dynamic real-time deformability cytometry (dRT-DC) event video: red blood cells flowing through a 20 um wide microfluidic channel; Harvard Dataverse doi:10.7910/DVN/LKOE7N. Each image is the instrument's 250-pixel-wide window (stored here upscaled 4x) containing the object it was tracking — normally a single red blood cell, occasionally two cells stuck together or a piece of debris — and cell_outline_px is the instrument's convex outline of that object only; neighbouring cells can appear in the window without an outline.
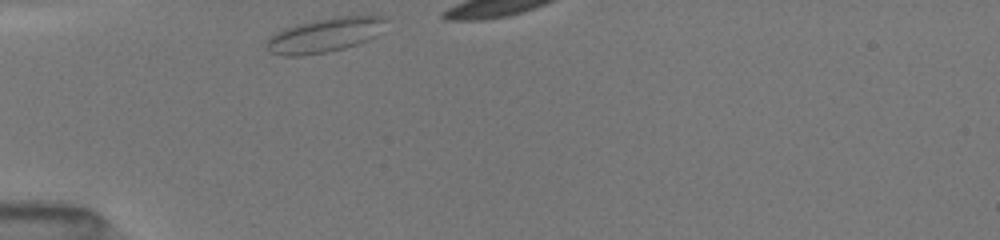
{"species": "common noctule bat (a hibernating species)", "species_latin": "Nyctalus noctula", "temperature_condition": "room temperature", "stored_images_in_passage": 12, "camera_frame_rate_fps": 3000, "um_per_image_px": 0.085, "animal": {"sex": "female", "body_mass_g": 19.5, "forearm_length_mm": 54.1}, "frame": {"image": 1, "passage_image": 1, "time_ms": 0.0, "image_size_px": [1000, 240], "cell_outline_px": [[388, 20], [376, 36], [372, 40], [360, 44], [328, 52], [300, 56], [284, 56], [268, 52], [264, 44], [276, 32], [284, 28], [312, 20], [340, 16], [388, 16]], "centroid_in_image_um": [27.63, 2.99], "position_along_channel_um": 57.4, "area_um2": 24.22}}